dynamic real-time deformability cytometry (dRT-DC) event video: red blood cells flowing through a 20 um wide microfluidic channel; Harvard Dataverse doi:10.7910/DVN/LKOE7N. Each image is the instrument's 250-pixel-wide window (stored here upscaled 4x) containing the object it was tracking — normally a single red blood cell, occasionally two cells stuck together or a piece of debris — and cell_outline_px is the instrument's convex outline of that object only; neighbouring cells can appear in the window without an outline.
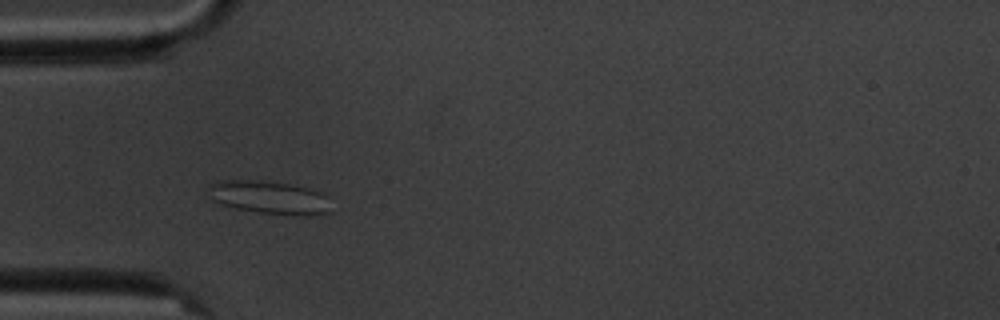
{"species": "common noctule bat (a hibernating species)", "species_latin": "Nyctalus noctula", "temperature_condition": "cold", "stored_images_in_passage": 5, "camera_frame_rate_fps": 3000, "um_per_image_px": 0.085, "animal": {"sex": "male", "body_mass_g": 20.1, "forearm_length_mm": 53.5}, "frame": {"image": 1, "passage_image": 3, "time_ms": 2.0, "image_size_px": [1000, 320], "cell_outline_px": [[332, 212], [260, 212], [236, 208], [220, 204], [208, 200], [208, 184], [220, 180], [252, 180], [288, 184], [308, 188], [320, 192], [324, 196]], "centroid_in_image_um": [22.68, 16.72], "position_along_channel_um": 62.3, "area_um2": 22.54}}
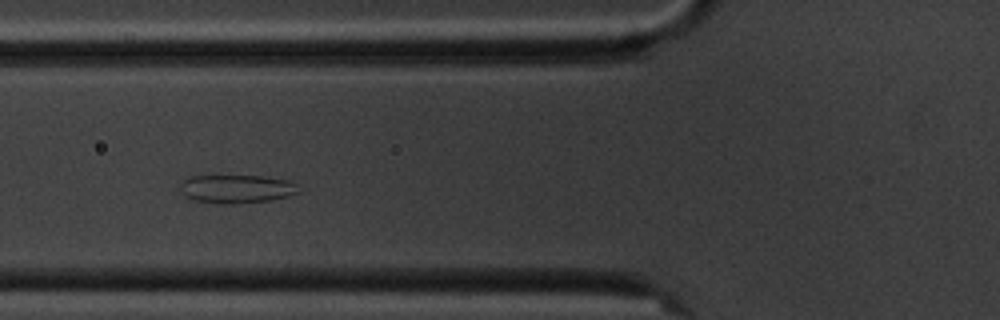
{"frame": {"image": 2, "passage_image": 4, "time_ms": 3.333, "image_size_px": [1000, 320], "cell_outline_px": [[300, 192], [288, 196], [272, 200], [236, 204], [220, 204], [196, 200], [184, 196], [180, 184], [188, 176], [264, 176], [288, 180], [296, 184]], "centroid_in_image_um": [20.13, 16.06], "position_along_channel_um": 105.7, "area_um2": 19.65}}